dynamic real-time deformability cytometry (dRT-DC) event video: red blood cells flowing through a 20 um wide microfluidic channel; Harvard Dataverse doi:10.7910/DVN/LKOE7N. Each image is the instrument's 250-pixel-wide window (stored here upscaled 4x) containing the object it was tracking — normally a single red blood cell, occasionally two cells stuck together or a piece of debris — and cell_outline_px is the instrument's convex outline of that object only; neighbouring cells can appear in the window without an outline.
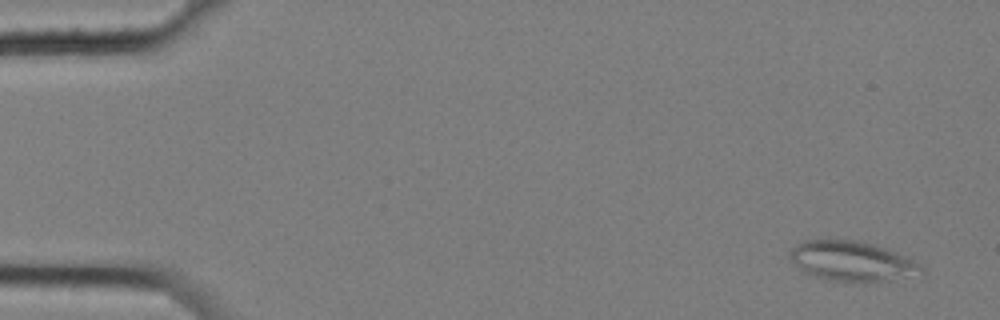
{"species": "common noctule bat (a hibernating species)", "species_latin": "Nyctalus noctula", "temperature_condition": "cold", "stored_images_in_passage": 5, "camera_frame_rate_fps": 3000, "um_per_image_px": 0.085, "animal": {"sex": "female", "body_mass_g": 25.1}, "frame": {"image": 1, "passage_image": 1, "time_ms": 0.0, "image_size_px": [1000, 320], "cell_outline_px": [[924, 280], [864, 284], [856, 284], [824, 280], [800, 272], [796, 268], [788, 256], [788, 252], [796, 244], [804, 240], [860, 240], [896, 252], [920, 264], [924, 268]], "centroid_in_image_um": [72.54, 22.3], "position_along_channel_um": 12.5, "area_um2": 32.83}}